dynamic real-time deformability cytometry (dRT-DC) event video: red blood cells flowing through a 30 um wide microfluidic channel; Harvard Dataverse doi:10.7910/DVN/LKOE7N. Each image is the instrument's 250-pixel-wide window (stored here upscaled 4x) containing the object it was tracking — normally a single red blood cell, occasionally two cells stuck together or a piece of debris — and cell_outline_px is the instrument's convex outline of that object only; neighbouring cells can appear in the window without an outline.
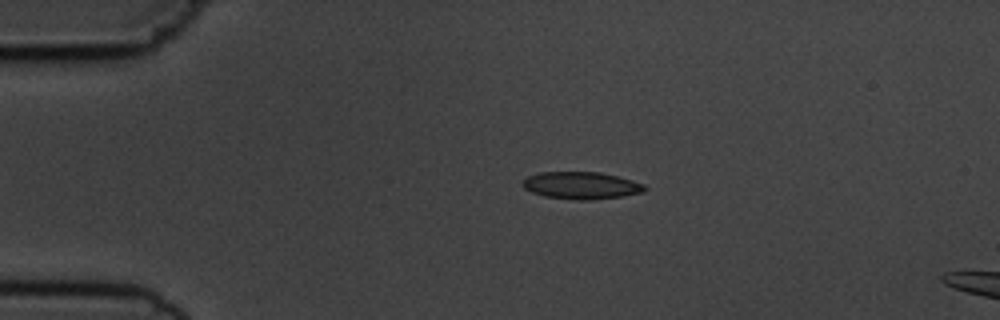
{"species": "common noctule bat (a hibernating species)", "species_latin": "Nyctalus noctula", "temperature_condition": "cold", "stored_images_in_passage": 2, "camera_frame_rate_fps": 3000, "um_per_image_px": 0.085, "animal": {"sex": "male", "body_mass_g": 19.5, "forearm_length_mm": 54.6}, "frame": {"image": 1, "passage_image": 1, "time_ms": 0.0, "image_size_px": [1000, 320], "cell_outline_px": [[648, 188], [644, 192], [620, 196], [588, 200], [576, 200], [544, 196], [532, 192], [524, 188], [524, 180], [528, 176], [540, 172], [600, 172], [632, 180], [644, 184]], "centroid_in_image_um": [49.43, 15.76], "position_along_channel_um": 35.6, "area_um2": 19.19}}